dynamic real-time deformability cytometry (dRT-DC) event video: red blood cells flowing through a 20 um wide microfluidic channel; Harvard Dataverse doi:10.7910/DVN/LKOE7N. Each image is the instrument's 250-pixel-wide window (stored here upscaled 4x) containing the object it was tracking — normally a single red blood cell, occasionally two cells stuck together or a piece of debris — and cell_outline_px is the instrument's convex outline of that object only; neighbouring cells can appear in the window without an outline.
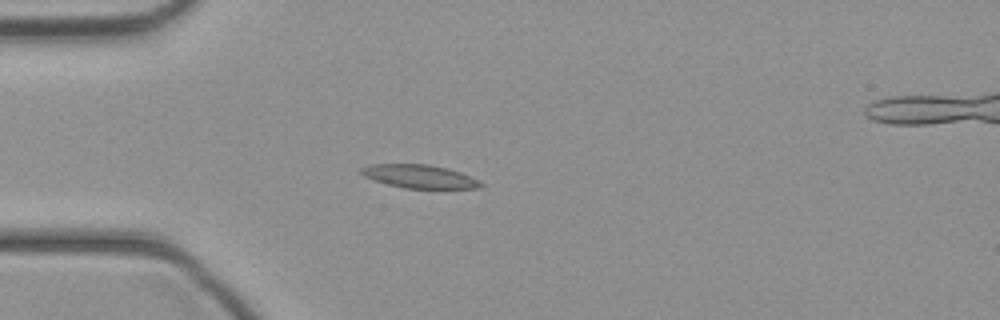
{"species": "common noctule bat (a hibernating species)", "species_latin": "Nyctalus noctula", "temperature_condition": "cold", "stored_images_in_passage": 45, "camera_frame_rate_fps": 3000, "um_per_image_px": 0.085, "animal": {"sex": "female", "body_mass_g": 21.9}, "frame": {"image": 1, "passage_image": 12, "time_ms": 3.667, "image_size_px": [1000, 320], "cell_outline_px": [[484, 184], [480, 188], [404, 188], [388, 184], [364, 176], [360, 172], [360, 168], [368, 164], [428, 164], [460, 172]], "centroid_in_image_um": [35.6, 14.99], "position_along_channel_um": 49.4, "area_um2": 15.95}}
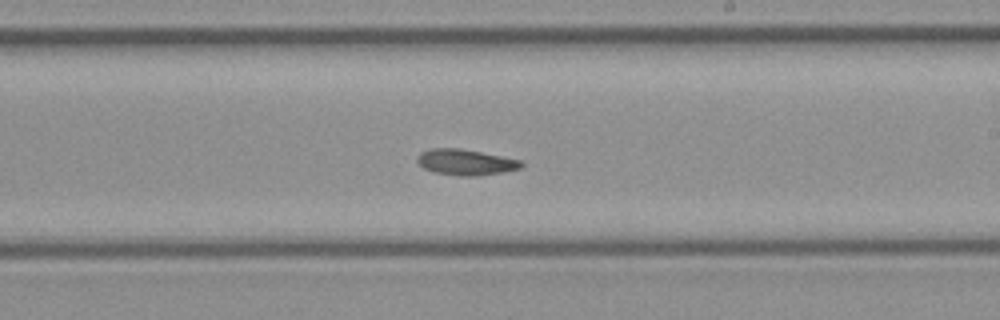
{"frame": {"image": 2, "passage_image": 26, "time_ms": 8.333, "image_size_px": [1000, 320], "cell_outline_px": [[524, 164], [520, 168], [504, 172], [476, 176], [460, 176], [436, 172], [424, 168], [416, 160], [416, 156], [420, 152], [428, 148], [460, 148], [520, 160]], "centroid_in_image_um": [39.55, 13.78], "position_along_channel_um": 249.5, "area_um2": 15.61}}
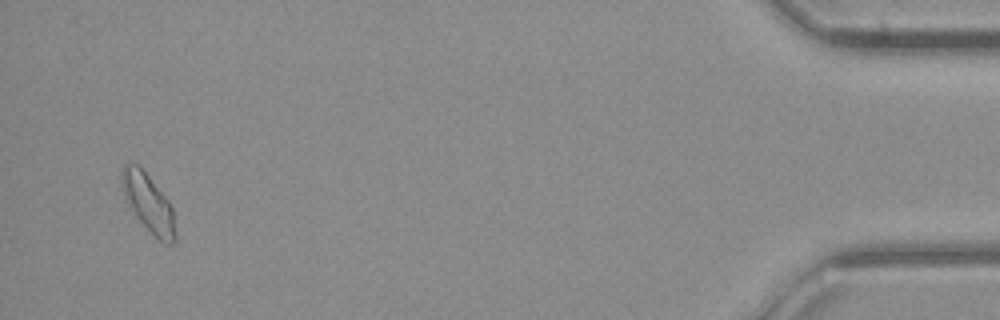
{"frame": {"image": 3, "passage_image": 43, "time_ms": 14.0, "image_size_px": [1000, 320], "cell_outline_px": [[176, 240], [172, 244], [168, 244], [160, 240], [136, 216], [128, 204], [124, 196], [120, 180], [120, 176], [124, 164], [140, 164], [168, 200], [172, 208], [176, 236]], "centroid_in_image_um": [12.6, 17.2], "position_along_channel_um": 422.6, "area_um2": 17.92}}